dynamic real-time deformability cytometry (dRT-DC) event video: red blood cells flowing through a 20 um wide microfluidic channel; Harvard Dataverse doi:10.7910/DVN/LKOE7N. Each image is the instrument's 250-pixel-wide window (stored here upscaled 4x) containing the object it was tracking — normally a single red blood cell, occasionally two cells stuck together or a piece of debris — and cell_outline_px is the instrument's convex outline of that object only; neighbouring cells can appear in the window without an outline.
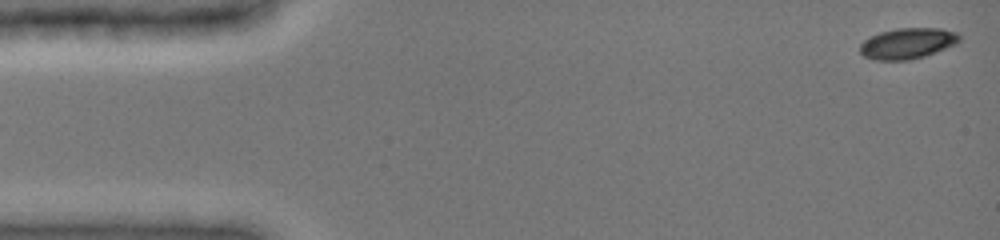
{"species": "common noctule bat (a hibernating species)", "species_latin": "Nyctalus noctula", "temperature_condition": "cold", "stored_images_in_passage": 55, "camera_frame_rate_fps": 3000, "um_per_image_px": 0.085, "animal": {"sex": "female", "body_mass_g": 19.0, "forearm_length_mm": 51.5}, "frame": {"image": 1, "passage_image": 1, "time_ms": 0.0, "image_size_px": [1000, 240], "cell_outline_px": [[960, 40], [956, 44], [936, 52], [924, 56], [908, 60], [876, 60], [864, 56], [860, 52], [860, 44], [864, 40], [880, 32], [896, 28], [940, 28], [956, 32], [960, 36]], "centroid_in_image_um": [77.15, 3.68], "position_along_channel_um": 7.9, "area_um2": 17.8}}
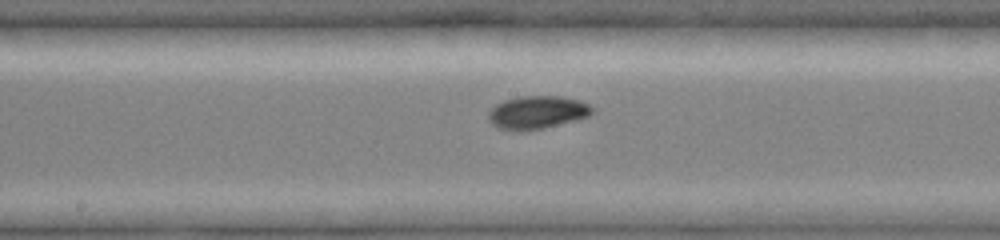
{"frame": {"image": 2, "passage_image": 24, "time_ms": 8.0, "image_size_px": [1000, 240], "cell_outline_px": [[596, 108], [588, 116], [576, 120], [544, 128], [520, 132], [500, 128], [492, 124], [488, 120], [488, 112], [496, 104], [504, 100], [520, 96], [560, 96], [580, 100]], "centroid_in_image_um": [45.66, 9.55], "position_along_channel_um": 202.5, "area_um2": 20.11}}
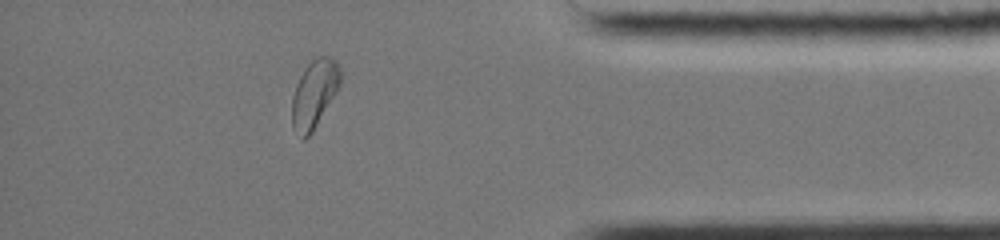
{"frame": {"image": 3, "passage_image": 46, "time_ms": 13.667, "image_size_px": [1000, 240], "cell_outline_px": [[340, 84], [336, 92], [312, 132], [304, 140], [292, 128], [292, 96], [296, 84], [300, 76], [308, 64], [316, 56], [328, 56], [336, 60], [340, 68]], "centroid_in_image_um": [26.7, 7.96], "position_along_channel_um": 408.5, "area_um2": 18.96}, "authors_computed_cell_mechanics": {"area_um2": 18.6694, "velocity_mm_per_s": 3.9416, "shape_relaxation_time_tau1_ms": 3.3, "shape_relaxation_time_tau2_ms": null, "deformation_change_tau1": 0.1035, "deformation_change_tau2": null}}